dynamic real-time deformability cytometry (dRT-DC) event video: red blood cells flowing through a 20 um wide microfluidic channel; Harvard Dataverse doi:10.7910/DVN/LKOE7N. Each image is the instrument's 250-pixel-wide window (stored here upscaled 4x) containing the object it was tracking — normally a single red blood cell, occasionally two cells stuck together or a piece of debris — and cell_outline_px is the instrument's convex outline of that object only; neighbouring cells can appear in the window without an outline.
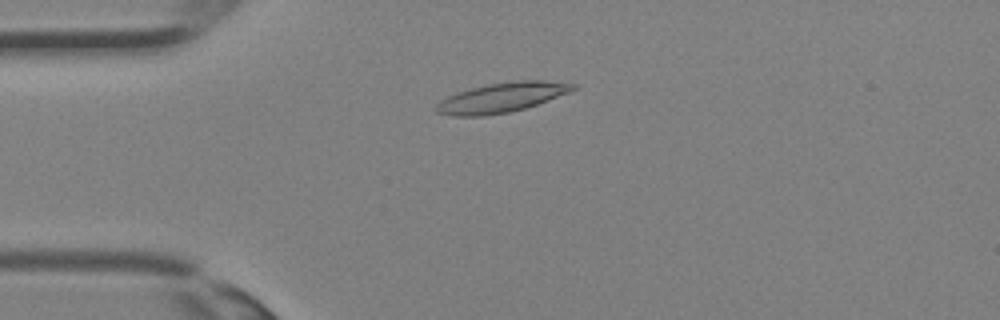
{"species": "Egyptian fruit bat (a non-hibernating species)", "species_latin": "Rousettus aegyptiacus", "temperature_condition": "room temperature", "stored_images_in_passage": 31, "camera_frame_rate_fps": 3000, "um_per_image_px": 0.085, "animal": {"sex": "female"}, "frame": {"image": 1, "passage_image": 5, "time_ms": 1.333, "image_size_px": [1000, 320], "cell_outline_px": [[576, 88], [568, 92], [536, 104], [524, 108], [508, 112], [484, 116], [452, 116], [436, 112], [436, 104], [440, 100], [456, 92], [488, 84], [520, 80], [544, 80], [576, 84]], "centroid_in_image_um": [42.59, 8.29], "position_along_channel_um": 42.4, "area_um2": 23.35}}
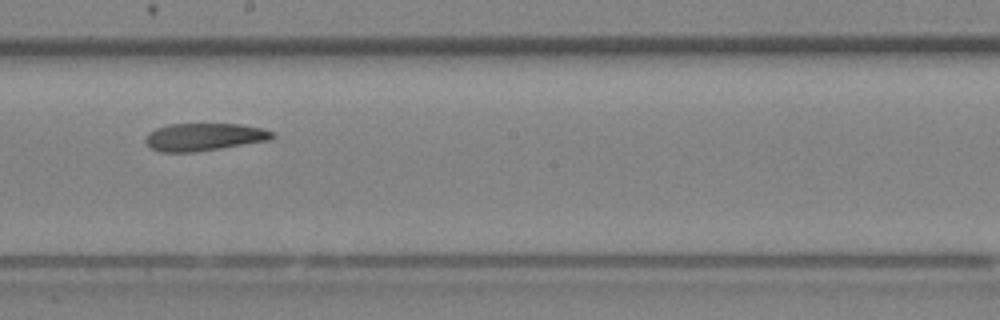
{"frame": {"image": 2, "passage_image": 16, "time_ms": 5.0, "image_size_px": [1000, 320], "cell_outline_px": [[276, 136], [272, 140], [196, 152], [160, 152], [152, 148], [144, 140], [148, 132], [156, 128], [168, 124], [240, 124], [260, 128], [276, 132]], "centroid_in_image_um": [17.38, 11.64], "position_along_channel_um": 230.8, "area_um2": 20.58}}
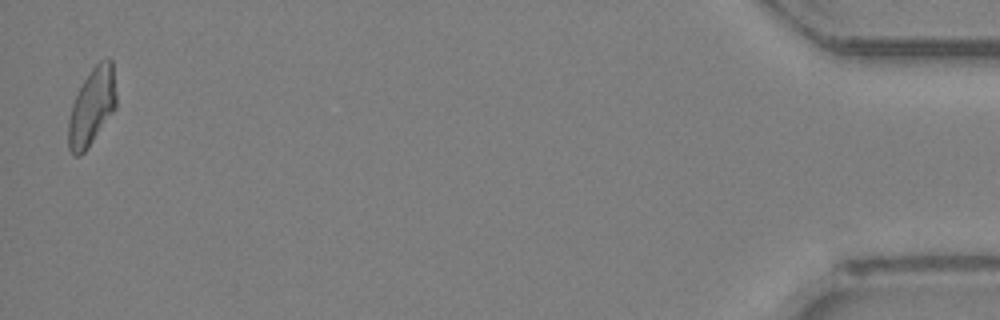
{"frame": {"image": 3, "passage_image": 31, "time_ms": 10.0, "image_size_px": [1000, 320], "cell_outline_px": [[116, 108], [84, 152], [80, 156], [72, 156], [68, 148], [68, 120], [72, 104], [84, 80], [92, 68], [100, 60], [112, 60], [116, 96]], "centroid_in_image_um": [7.79, 9.11], "position_along_channel_um": 427.4, "area_um2": 21.27}}